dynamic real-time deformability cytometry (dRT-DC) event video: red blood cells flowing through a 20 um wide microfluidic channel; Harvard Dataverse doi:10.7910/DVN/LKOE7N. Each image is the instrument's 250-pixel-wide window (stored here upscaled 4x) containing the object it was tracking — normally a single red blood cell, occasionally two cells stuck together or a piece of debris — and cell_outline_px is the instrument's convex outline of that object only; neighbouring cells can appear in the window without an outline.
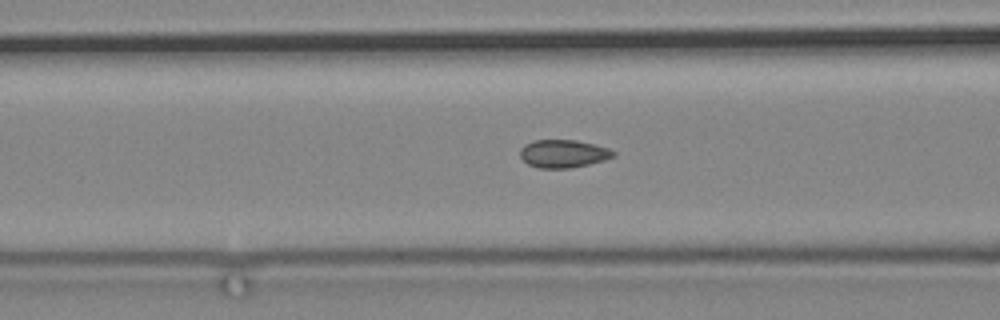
{"species": "common noctule bat (a hibernating species)", "species_latin": "Nyctalus noctula", "temperature_condition": "cold", "stored_images_in_passage": 73, "camera_frame_rate_fps": 3000, "um_per_image_px": 0.085, "animal": {"sex": "male", "body_mass_g": 19.2, "forearm_length_mm": 51.8}, "frame": {"image": 1, "passage_image": 35, "time_ms": 11.333, "image_size_px": [1000, 320], "cell_outline_px": [[616, 156], [604, 160], [588, 164], [568, 168], [540, 168], [528, 164], [520, 156], [520, 148], [524, 144], [532, 140], [576, 140], [608, 148], [616, 152]], "centroid_in_image_um": [47.87, 13.05], "position_along_channel_um": 118.7, "area_um2": 15.14}}
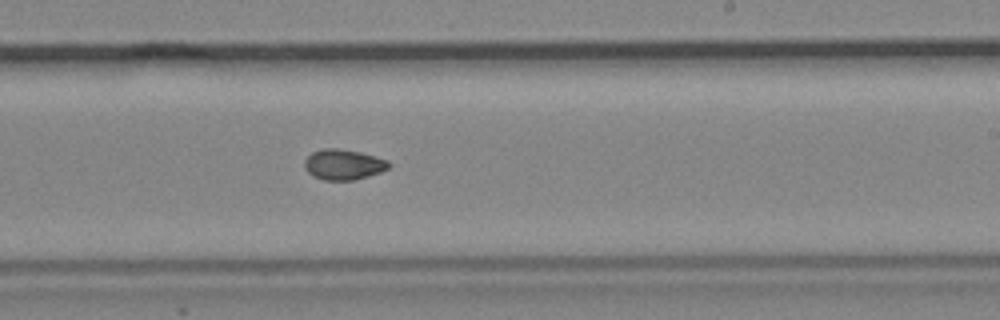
{"frame": {"image": 2, "passage_image": 48, "time_ms": 15.667, "image_size_px": [1000, 320], "cell_outline_px": [[392, 164], [388, 168], [380, 172], [368, 176], [352, 180], [324, 180], [308, 172], [304, 168], [304, 160], [312, 152], [324, 148], [340, 148], [360, 152], [376, 156], [388, 160]], "centroid_in_image_um": [29.21, 13.97], "position_along_channel_um": 259.8, "area_um2": 14.97}}
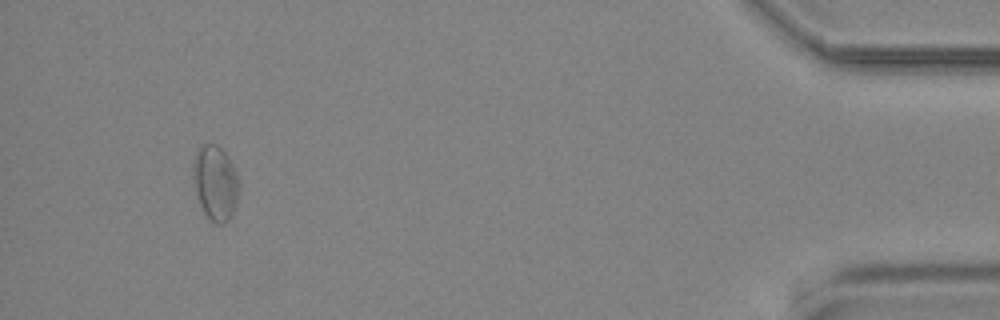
{"frame": {"image": 3, "passage_image": 69, "time_ms": 22.667, "image_size_px": [1000, 320], "cell_outline_px": [[236, 200], [232, 212], [228, 220], [224, 224], [216, 224], [204, 212], [200, 204], [196, 188], [192, 168], [192, 160], [200, 144], [216, 144], [224, 152], [236, 168]], "centroid_in_image_um": [18.27, 15.49], "position_along_channel_um": 416.9, "area_um2": 19.42}}